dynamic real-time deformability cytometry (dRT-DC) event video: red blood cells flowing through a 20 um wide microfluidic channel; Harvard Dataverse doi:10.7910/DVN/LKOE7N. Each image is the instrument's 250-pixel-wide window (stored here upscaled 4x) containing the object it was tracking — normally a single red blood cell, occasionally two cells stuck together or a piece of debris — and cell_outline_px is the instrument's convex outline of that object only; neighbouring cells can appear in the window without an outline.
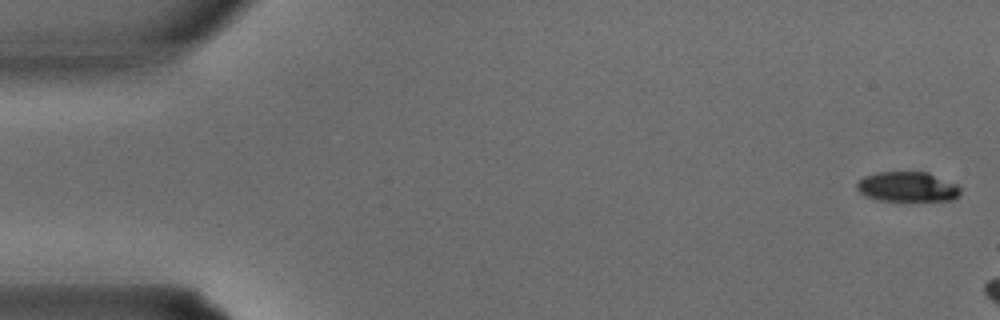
{"species": "common noctule bat (a hibernating species)", "species_latin": "Nyctalus noctula", "temperature_condition": "warm", "stored_images_in_passage": 29, "camera_frame_rate_fps": 3000, "um_per_image_px": 0.085, "animal": {"sex": "male", "body_mass_g": 15.6}, "frame": {"image": 1, "passage_image": 1, "time_ms": 0.0, "image_size_px": [1000, 320], "cell_outline_px": [[960, 192], [952, 200], [880, 200], [868, 196], [860, 192], [856, 188], [856, 184], [864, 176], [876, 172], [928, 172], [956, 184], [960, 188]], "centroid_in_image_um": [77.12, 15.86], "position_along_channel_um": 7.9, "area_um2": 17.74}}
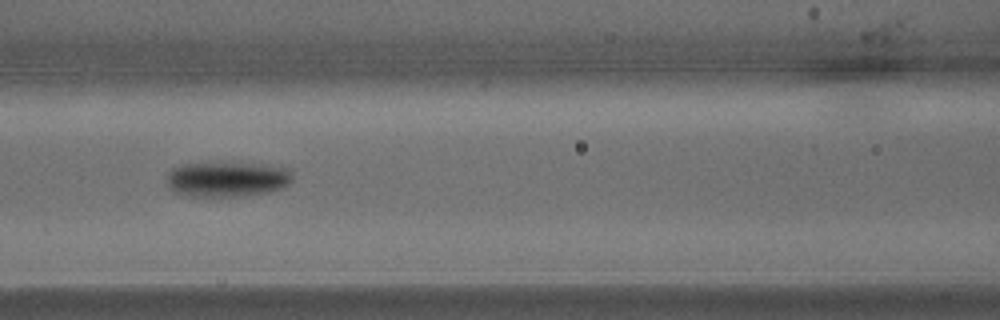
{"frame": {"image": 2, "passage_image": 15, "time_ms": 4.667, "image_size_px": [1000, 320], "cell_outline_px": [[292, 180], [284, 188], [268, 192], [244, 196], [184, 196], [176, 192], [168, 184], [168, 172], [172, 168], [180, 164], [260, 164], [284, 168], [292, 172]], "centroid_in_image_um": [19.32, 15.25], "position_along_channel_um": 147.3, "area_um2": 25.37}}
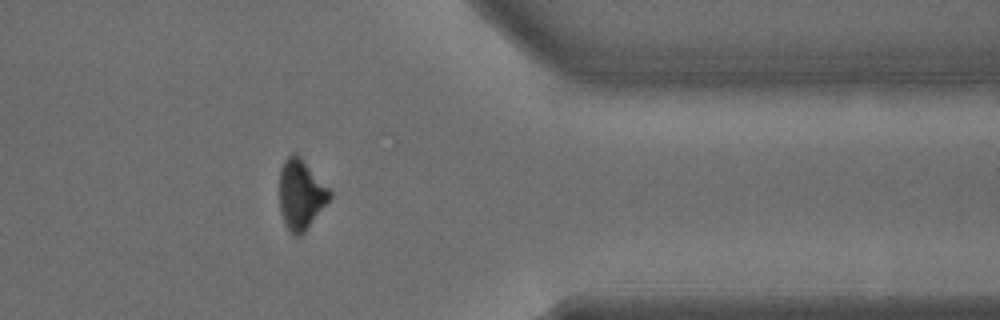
{"frame": {"image": 3, "passage_image": 28, "time_ms": 9.0, "image_size_px": [1000, 320], "cell_outline_px": [[332, 196], [304, 232], [300, 236], [292, 236], [284, 220], [280, 208], [280, 168], [284, 160], [292, 152], [296, 152], [300, 156], [332, 192]], "centroid_in_image_um": [25.57, 16.5], "position_along_channel_um": 385.8, "area_um2": 20.23}}